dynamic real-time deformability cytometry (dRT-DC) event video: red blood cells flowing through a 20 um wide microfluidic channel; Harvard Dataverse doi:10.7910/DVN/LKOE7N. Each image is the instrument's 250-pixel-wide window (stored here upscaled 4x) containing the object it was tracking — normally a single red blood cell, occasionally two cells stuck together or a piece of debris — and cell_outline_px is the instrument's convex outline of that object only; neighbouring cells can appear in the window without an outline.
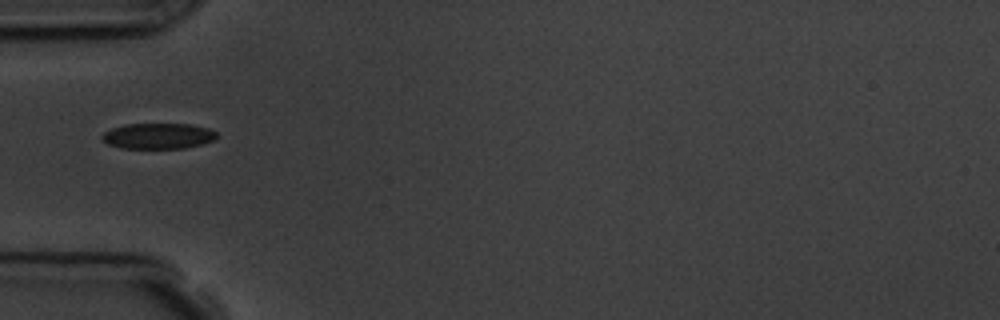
{"species": "common noctule bat (a hibernating species)", "species_latin": "Nyctalus noctula", "temperature_condition": "room temperature", "stored_images_in_passage": 6, "segment_of_instrument_passage": [2, 2], "camera_frame_rate_fps": 3000, "um_per_image_px": 0.085, "animal": {"sex": "male", "body_mass_g": 19.5, "forearm_length_mm": 54.6}, "frame": {"image": 1, "passage_image": 6, "time_ms": 5.667, "image_size_px": [1000, 320], "cell_outline_px": [[216, 140], [184, 148], [120, 148], [108, 144], [100, 136], [104, 132], [112, 128], [124, 124], [192, 124], [208, 128], [216, 132]], "centroid_in_image_um": [13.44, 11.55], "position_along_channel_um": 71.6, "area_um2": 17.17}}